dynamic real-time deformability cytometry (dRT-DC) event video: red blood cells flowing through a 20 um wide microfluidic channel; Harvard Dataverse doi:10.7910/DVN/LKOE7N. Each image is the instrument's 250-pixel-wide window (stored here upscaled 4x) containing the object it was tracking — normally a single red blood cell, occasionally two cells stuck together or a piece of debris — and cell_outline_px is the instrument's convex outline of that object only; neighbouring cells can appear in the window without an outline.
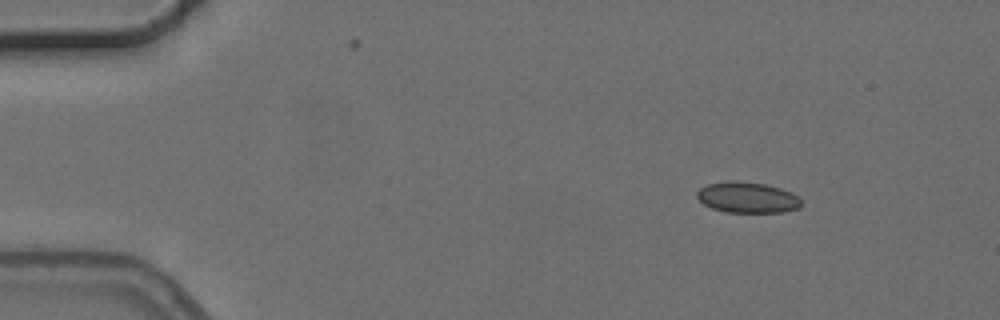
{"species": "common noctule bat (a hibernating species)", "species_latin": "Nyctalus noctula", "temperature_condition": "cold", "stored_images_in_passage": 7, "camera_frame_rate_fps": 3000, "um_per_image_px": 0.085, "animal": {"sex": "female", "body_mass_g": 24.6, "forearm_length_mm": 56.2}, "frame": {"image": 1, "passage_image": 2, "time_ms": 1.333, "image_size_px": [1000, 320], "cell_outline_px": [[804, 204], [800, 208], [784, 212], [724, 212], [712, 208], [704, 204], [696, 196], [696, 192], [700, 188], [708, 184], [732, 180], [736, 180], [764, 184], [780, 188], [792, 192], [800, 196]], "centroid_in_image_um": [63.58, 16.79], "position_along_channel_um": 21.4, "area_um2": 19.02}}
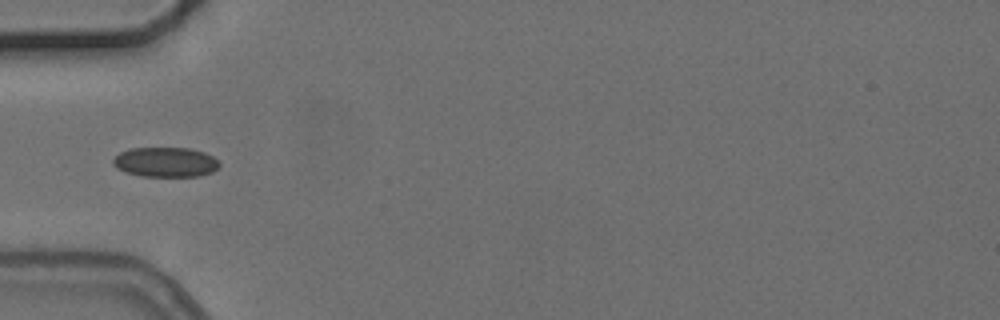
{"frame": {"image": 2, "passage_image": 5, "time_ms": 5.0, "image_size_px": [1000, 320], "cell_outline_px": [[220, 164], [212, 172], [200, 176], [140, 176], [124, 172], [116, 168], [112, 164], [112, 160], [120, 152], [132, 148], [188, 148], [204, 152], [212, 156]], "centroid_in_image_um": [14.03, 13.78], "position_along_channel_um": 71.0, "area_um2": 18.44}}
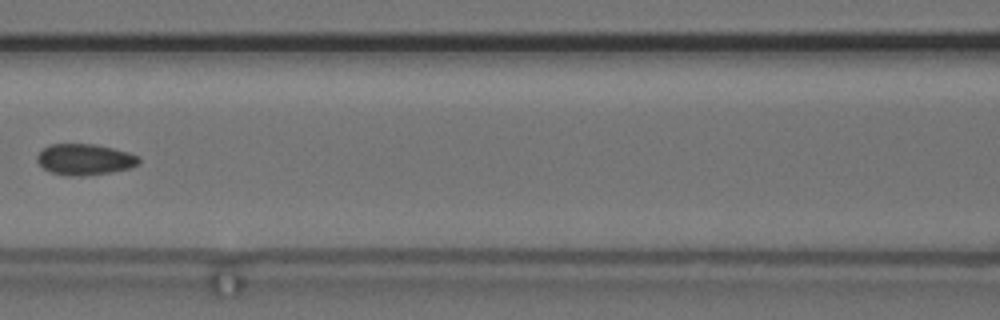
{"frame": {"image": 3, "passage_image": 7, "time_ms": 7.333, "image_size_px": [1000, 320], "cell_outline_px": [[140, 160], [132, 168], [112, 172], [80, 176], [72, 176], [52, 172], [44, 168], [36, 160], [36, 156], [44, 148], [52, 144], [96, 144], [128, 152], [140, 156]], "centroid_in_image_um": [7.23, 13.55], "position_along_channel_um": 159.4, "area_um2": 18.32}}